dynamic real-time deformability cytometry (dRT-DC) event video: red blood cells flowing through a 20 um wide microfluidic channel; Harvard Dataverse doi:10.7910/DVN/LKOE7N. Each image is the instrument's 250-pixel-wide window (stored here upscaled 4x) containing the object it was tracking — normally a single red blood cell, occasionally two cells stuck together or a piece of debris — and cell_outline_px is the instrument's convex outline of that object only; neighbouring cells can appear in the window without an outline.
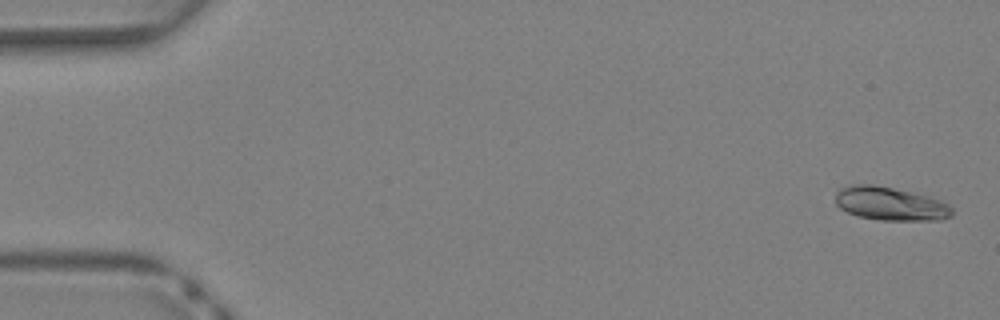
{"species": "Egyptian fruit bat (a non-hibernating species)", "species_latin": "Rousettus aegyptiacus", "temperature_condition": "warm", "stored_images_in_passage": 40, "camera_frame_rate_fps": 3000, "um_per_image_px": 0.085, "animal": {"sex": "female"}, "frame": {"image": 1, "passage_image": 1, "time_ms": 0.0, "image_size_px": [1000, 320], "cell_outline_px": [[952, 216], [940, 220], [880, 220], [856, 216], [840, 208], [836, 204], [836, 192], [840, 188], [852, 184], [872, 184], [892, 188], [940, 200], [948, 204], [952, 208]], "centroid_in_image_um": [75.64, 17.33], "position_along_channel_um": 9.4, "area_um2": 22.54}}
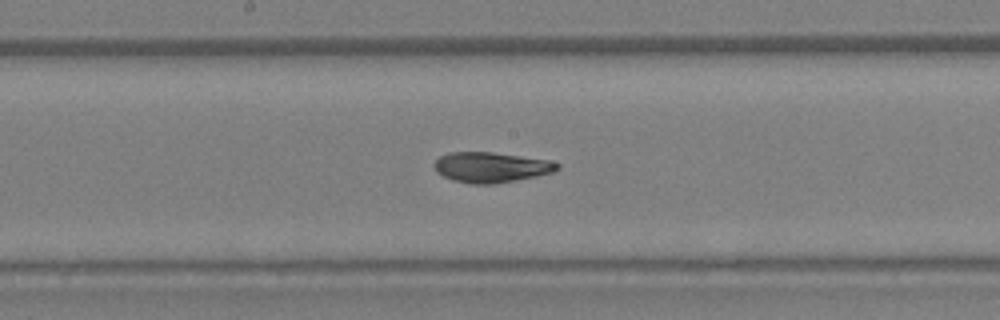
{"frame": {"image": 2, "passage_image": 21, "time_ms": 6.667, "image_size_px": [1000, 320], "cell_outline_px": [[560, 168], [552, 172], [536, 176], [496, 184], [472, 184], [452, 180], [436, 172], [432, 164], [440, 156], [448, 152], [492, 152], [548, 160], [560, 164]], "centroid_in_image_um": [41.7, 14.22], "position_along_channel_um": 206.5, "area_um2": 21.73}}
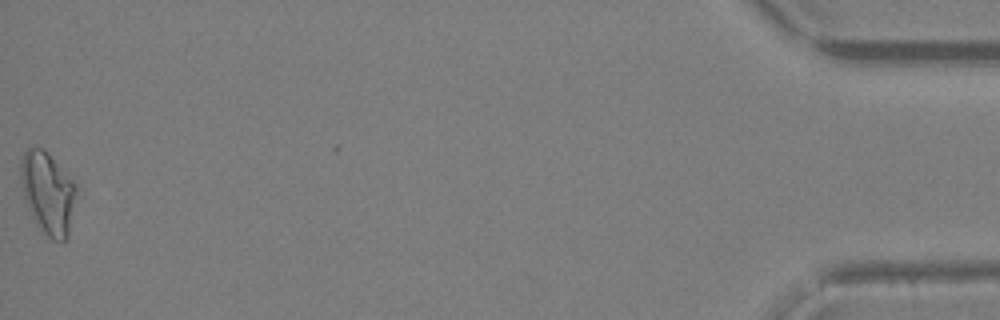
{"frame": {"image": 3, "passage_image": 40, "time_ms": 13.0, "image_size_px": [1000, 320], "cell_outline_px": [[76, 192], [68, 236], [64, 240], [52, 240], [36, 224], [28, 208], [24, 196], [20, 176], [20, 164], [24, 152], [28, 148], [44, 148], [48, 152], [76, 184]], "centroid_in_image_um": [4.06, 16.37], "position_along_channel_um": 431.1, "area_um2": 26.24}}